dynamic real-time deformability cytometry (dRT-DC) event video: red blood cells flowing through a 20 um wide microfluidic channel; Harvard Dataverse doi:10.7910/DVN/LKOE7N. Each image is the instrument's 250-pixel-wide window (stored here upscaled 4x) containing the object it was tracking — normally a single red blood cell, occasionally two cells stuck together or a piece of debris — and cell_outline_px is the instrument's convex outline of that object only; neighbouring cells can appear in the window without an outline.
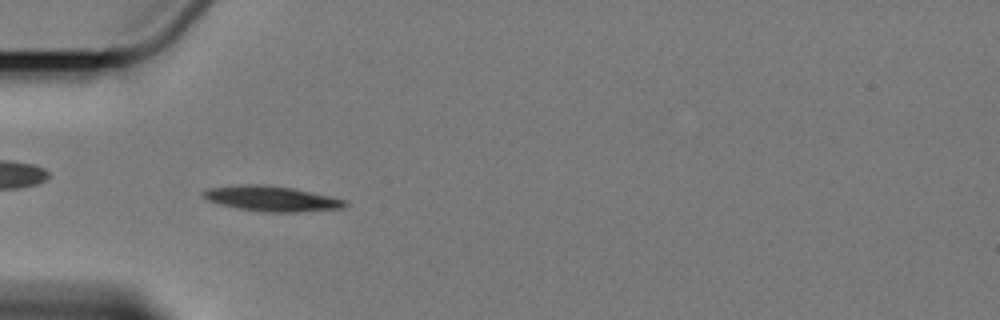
{"species": "Egyptian fruit bat (a non-hibernating species)", "species_latin": "Rousettus aegyptiacus", "temperature_condition": "cold", "stored_images_in_passage": 3, "camera_frame_rate_fps": 3000, "um_per_image_px": 0.085, "animal": {"sex": "female"}, "frame": {"image": 1, "passage_image": 2, "time_ms": 1.333, "image_size_px": [1000, 320], "cell_outline_px": [[348, 204], [344, 208], [300, 212], [264, 212], [240, 208], [220, 204], [208, 200], [200, 192], [208, 188], [240, 184], [252, 184], [292, 188], [348, 200]], "centroid_in_image_um": [23.11, 16.89], "position_along_channel_um": 61.9, "area_um2": 20.69}}